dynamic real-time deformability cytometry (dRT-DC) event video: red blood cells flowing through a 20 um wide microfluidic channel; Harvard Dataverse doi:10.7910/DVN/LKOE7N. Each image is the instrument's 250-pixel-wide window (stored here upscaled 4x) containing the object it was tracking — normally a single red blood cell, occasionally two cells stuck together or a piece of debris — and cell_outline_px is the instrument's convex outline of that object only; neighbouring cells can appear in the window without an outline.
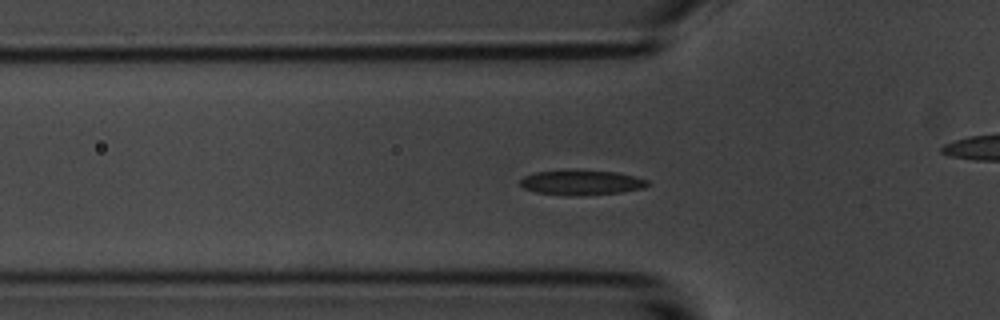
{"species": "common noctule bat (a hibernating species)", "species_latin": "Nyctalus noctula", "temperature_condition": "room temperature", "stored_images_in_passage": 56, "camera_frame_rate_fps": 3000, "um_per_image_px": 0.085, "animal": {"sex": "male", "body_mass_g": 20.1, "forearm_length_mm": 53.5}, "frame": {"image": 1, "passage_image": 17, "time_ms": 5.333, "image_size_px": [1000, 320], "cell_outline_px": [[652, 184], [644, 188], [620, 192], [576, 196], [568, 196], [536, 192], [524, 188], [520, 184], [520, 180], [524, 176], [536, 172], [616, 172], [636, 176], [648, 180]], "centroid_in_image_um": [49.47, 15.55], "position_along_channel_um": 76.3, "area_um2": 17.92}}
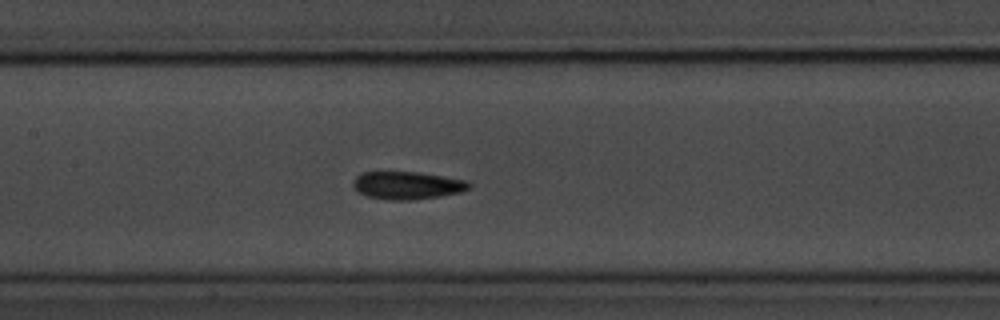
{"frame": {"image": 2, "passage_image": 25, "time_ms": 8.0, "image_size_px": [1000, 320], "cell_outline_px": [[472, 184], [468, 188], [460, 192], [440, 196], [412, 200], [388, 200], [368, 196], [360, 192], [352, 184], [356, 176], [360, 172], [416, 172], [468, 180]], "centroid_in_image_um": [34.62, 15.75], "position_along_channel_um": 172.8, "area_um2": 18.61}}
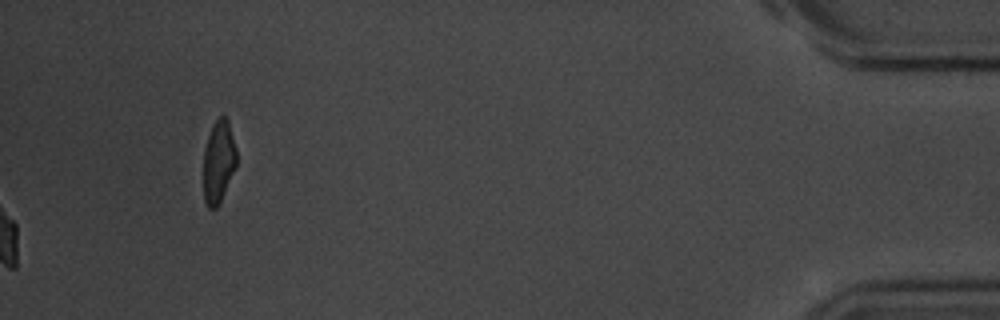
{"frame": {"image": 3, "passage_image": 56, "time_ms": 18.333, "image_size_px": [1000, 320], "cell_outline_px": [[236, 168], [216, 208], [208, 208], [204, 200], [204, 148], [212, 124], [220, 116], [224, 116], [228, 120], [236, 148]], "centroid_in_image_um": [18.58, 13.72], "position_along_channel_um": 416.6, "area_um2": 15.78}, "authors_computed_cell_mechanics": {"area_um2": 17.7446, "velocity_mm_per_s": 3.5821, "shape_relaxation_time_tau1_ms": 3.341, "shape_relaxation_time_tau2_ms": 5.2462, "deformation_change_tau1": 0.1373, "deformation_change_tau2": 0.0935}}